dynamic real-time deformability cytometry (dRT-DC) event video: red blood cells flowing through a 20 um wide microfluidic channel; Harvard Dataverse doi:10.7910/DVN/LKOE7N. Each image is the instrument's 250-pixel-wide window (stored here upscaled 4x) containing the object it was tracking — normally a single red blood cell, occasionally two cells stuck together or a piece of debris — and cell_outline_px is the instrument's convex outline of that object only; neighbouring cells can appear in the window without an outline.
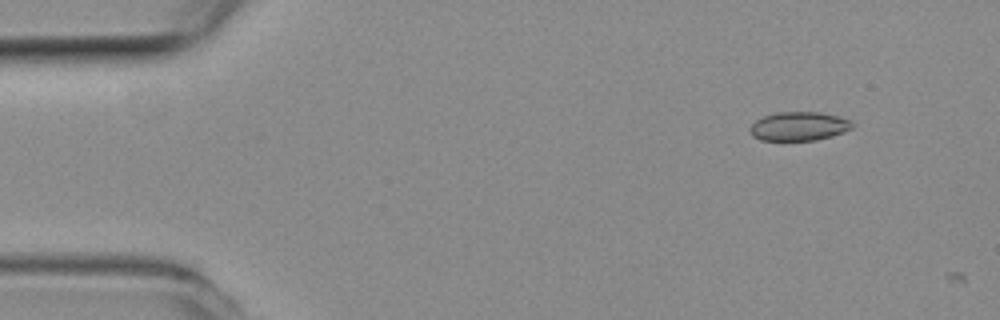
{"species": "common noctule bat (a hibernating species)", "species_latin": "Nyctalus noctula", "temperature_condition": "room temperature", "stored_images_in_passage": 2, "camera_frame_rate_fps": 3000, "um_per_image_px": 0.085, "animal": {"sex": "female", "body_mass_g": 19.3, "forearm_length_mm": 54.1}, "frame": {"image": 1, "passage_image": 1, "time_ms": 0.0, "image_size_px": [1000, 320], "cell_outline_px": [[852, 128], [844, 132], [832, 136], [816, 140], [760, 140], [752, 136], [748, 128], [756, 120], [764, 116], [776, 112], [820, 112], [836, 116], [848, 120], [852, 124]], "centroid_in_image_um": [67.86, 10.74], "position_along_channel_um": 17.1, "area_um2": 17.11}}